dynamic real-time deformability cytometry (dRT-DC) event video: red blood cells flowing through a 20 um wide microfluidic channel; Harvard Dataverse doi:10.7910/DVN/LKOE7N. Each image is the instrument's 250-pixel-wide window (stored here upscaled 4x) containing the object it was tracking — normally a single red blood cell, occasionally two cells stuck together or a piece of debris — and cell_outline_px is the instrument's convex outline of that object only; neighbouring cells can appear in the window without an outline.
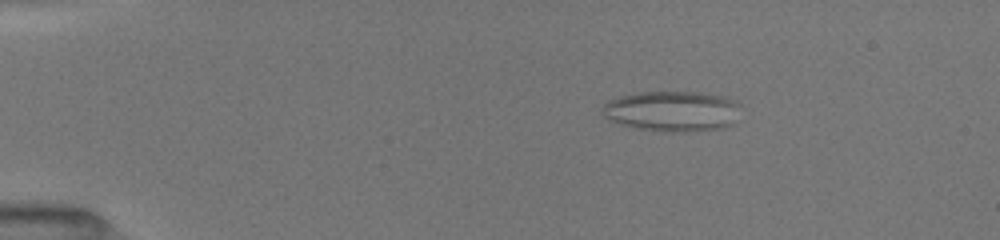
{"species": "common noctule bat (a hibernating species)", "species_latin": "Nyctalus noctula", "temperature_condition": "room temperature", "stored_images_in_passage": 27, "camera_frame_rate_fps": 3000, "um_per_image_px": 0.085, "animal": {"sex": "female", "body_mass_g": 19.5, "forearm_length_mm": 54.1}, "frame": {"image": 1, "passage_image": 10, "time_ms": 3.0, "image_size_px": [1000, 240], "cell_outline_px": [[740, 104], [732, 124], [720, 128], [684, 132], [640, 128], [620, 124], [604, 116], [604, 104], [620, 96], [640, 92], [700, 92], [724, 96]], "centroid_in_image_um": [57.16, 9.43], "position_along_channel_um": 27.8, "area_um2": 31.85}}
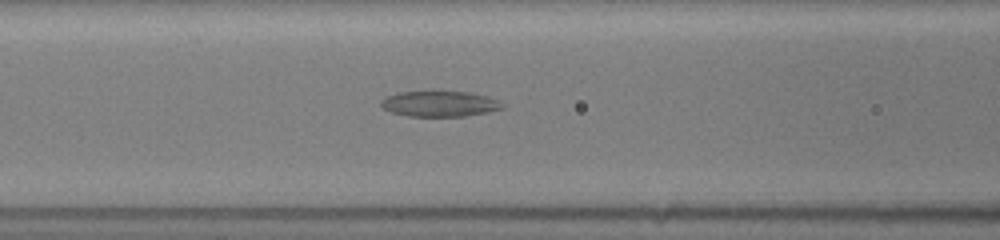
{"frame": {"image": 2, "passage_image": 22, "time_ms": 7.667, "image_size_px": [1000, 240], "cell_outline_px": [[504, 108], [464, 116], [408, 116], [392, 112], [384, 108], [380, 104], [380, 100], [388, 96], [400, 92], [428, 88], [436, 88], [472, 92], [488, 96], [500, 100], [504, 104]], "centroid_in_image_um": [37.38, 8.75], "position_along_channel_um": 129.2, "area_um2": 19.07}}
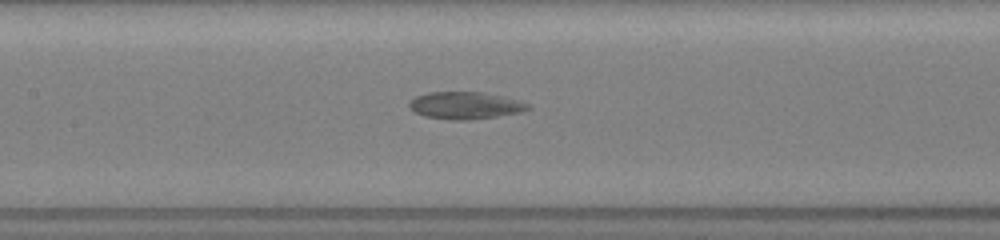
{"frame": {"image": 3, "passage_image": 26, "time_ms": 8.667, "image_size_px": [1000, 240], "cell_outline_px": [[532, 108], [520, 112], [496, 116], [468, 120], [452, 120], [424, 116], [416, 112], [408, 104], [416, 96], [428, 92], [484, 92], [504, 96], [520, 100], [528, 104]], "centroid_in_image_um": [39.58, 8.95], "position_along_channel_um": 167.8, "area_um2": 18.73}}